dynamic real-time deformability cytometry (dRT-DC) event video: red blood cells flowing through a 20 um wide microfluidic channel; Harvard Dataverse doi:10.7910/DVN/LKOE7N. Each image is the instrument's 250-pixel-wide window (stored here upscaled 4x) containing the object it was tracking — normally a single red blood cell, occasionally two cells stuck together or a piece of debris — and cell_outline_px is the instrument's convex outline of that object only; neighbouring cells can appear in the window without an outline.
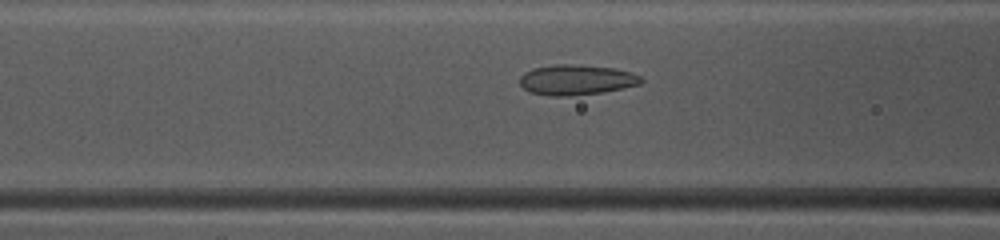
{"species": "common noctule bat (a hibernating species)", "species_latin": "Nyctalus noctula", "temperature_condition": "warm", "stored_images_in_passage": 33, "camera_frame_rate_fps": 3000, "um_per_image_px": 0.085, "animal": {"sex": "female", "body_mass_g": 10.0, "forearm_length_mm": 53.1}, "frame": {"image": 1, "passage_image": 4, "time_ms": 1.0, "image_size_px": [1000, 240], "cell_outline_px": [[644, 80], [640, 84], [604, 92], [568, 96], [548, 96], [528, 92], [520, 84], [520, 76], [524, 72], [532, 68], [556, 64], [568, 64], [616, 68], [632, 72], [640, 76]], "centroid_in_image_um": [48.98, 6.79], "position_along_channel_um": 117.6, "area_um2": 21.56}}
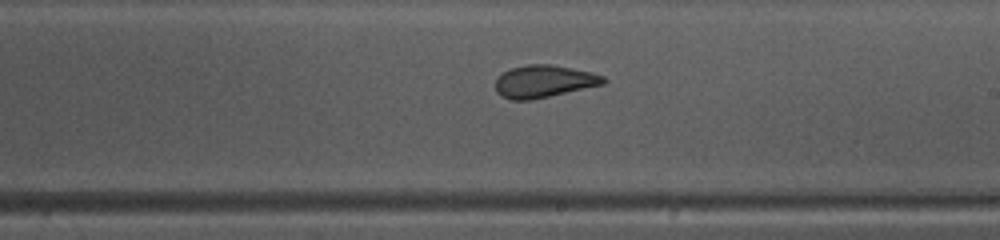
{"frame": {"image": 2, "passage_image": 13, "time_ms": 4.0, "image_size_px": [1000, 240], "cell_outline_px": [[608, 80], [604, 84], [532, 100], [512, 100], [500, 96], [496, 92], [496, 76], [512, 68], [528, 64], [552, 64], [592, 72], [604, 76]], "centroid_in_image_um": [46.23, 6.92], "position_along_channel_um": 242.8, "area_um2": 20.52}}
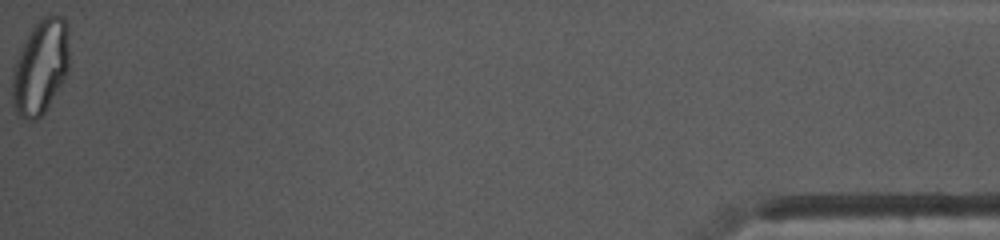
{"frame": {"image": 3, "passage_image": 33, "time_ms": 10.667, "image_size_px": [1000, 240], "cell_outline_px": [[68, 72], [44, 112], [36, 120], [28, 120], [20, 116], [16, 112], [12, 104], [12, 72], [16, 60], [28, 32], [40, 16], [60, 16], [64, 20], [68, 28]], "centroid_in_image_um": [3.42, 5.68], "position_along_channel_um": 431.8, "area_um2": 31.33}, "authors_computed_cell_mechanics": {"area_um2": 20.9814, "velocity_mm_per_s": 4.1552, "shape_relaxation_time_tau1_ms": 10.116, "shape_relaxation_time_tau2_ms": 1.1251, "deformation_change_tau1": 0.239, "deformation_change_tau2": 0.0607}}